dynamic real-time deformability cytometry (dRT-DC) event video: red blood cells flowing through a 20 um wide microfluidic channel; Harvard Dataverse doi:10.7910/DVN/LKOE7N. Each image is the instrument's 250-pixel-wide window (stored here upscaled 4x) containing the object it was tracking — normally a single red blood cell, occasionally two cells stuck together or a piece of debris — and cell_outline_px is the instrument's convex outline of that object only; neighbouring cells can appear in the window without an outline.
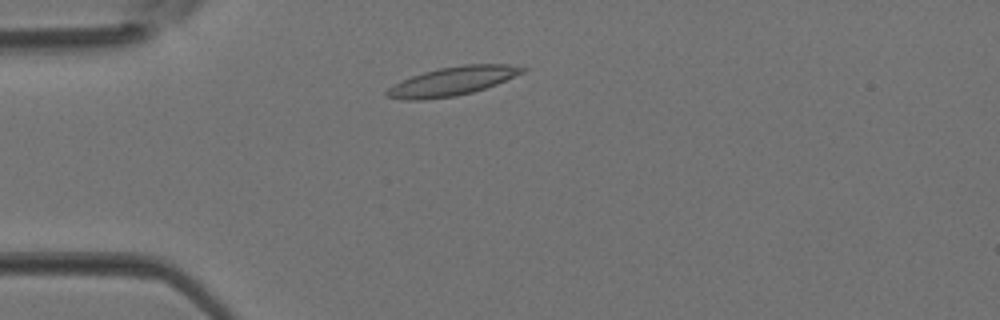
{"species": "Egyptian fruit bat (a non-hibernating species)", "species_latin": "Rousettus aegyptiacus", "temperature_condition": "room temperature", "stored_images_in_passage": 2, "camera_frame_rate_fps": 3000, "um_per_image_px": 0.085, "animal": {"sex": "female"}, "frame": {"image": 1, "passage_image": 2, "time_ms": 0.333, "image_size_px": [1000, 320], "cell_outline_px": [[528, 68], [524, 72], [496, 84], [472, 92], [456, 96], [424, 100], [404, 100], [388, 96], [384, 92], [388, 88], [412, 76], [424, 72], [440, 68], [464, 64], [508, 64]], "centroid_in_image_um": [38.47, 6.9], "position_along_channel_um": 46.5, "area_um2": 22.43}}